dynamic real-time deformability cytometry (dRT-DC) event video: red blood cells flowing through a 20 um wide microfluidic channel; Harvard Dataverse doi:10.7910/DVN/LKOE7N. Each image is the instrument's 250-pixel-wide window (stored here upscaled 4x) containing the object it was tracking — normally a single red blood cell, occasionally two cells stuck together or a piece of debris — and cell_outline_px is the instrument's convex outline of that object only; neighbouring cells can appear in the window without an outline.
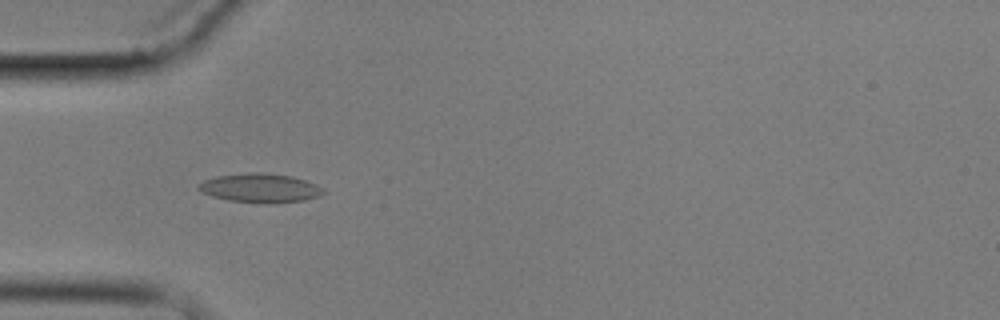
{"species": "common noctule bat (a hibernating species)", "species_latin": "Nyctalus noctula", "temperature_condition": "cold", "stored_images_in_passage": 8, "camera_frame_rate_fps": 3000, "um_per_image_px": 0.085, "animal": {"sex": "male", "body_mass_g": 17.9}, "frame": {"image": 1, "passage_image": 6, "time_ms": 5.667, "image_size_px": [1000, 320], "cell_outline_px": [[324, 192], [320, 196], [304, 200], [276, 204], [264, 204], [228, 200], [212, 196], [196, 188], [204, 180], [216, 176], [248, 172], [264, 172], [292, 176], [316, 184]], "centroid_in_image_um": [22.12, 15.99], "position_along_channel_um": 62.9, "area_um2": 21.21}}
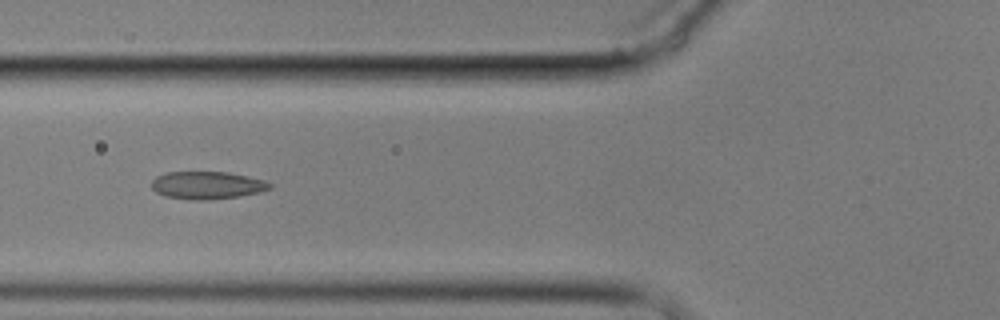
{"frame": {"image": 2, "passage_image": 7, "time_ms": 7.0, "image_size_px": [1000, 320], "cell_outline_px": [[272, 188], [260, 192], [240, 196], [208, 200], [188, 200], [164, 196], [156, 192], [152, 188], [152, 180], [156, 176], [168, 172], [228, 172], [264, 180], [272, 184]], "centroid_in_image_um": [17.6, 15.75], "position_along_channel_um": 108.2, "area_um2": 19.13}}
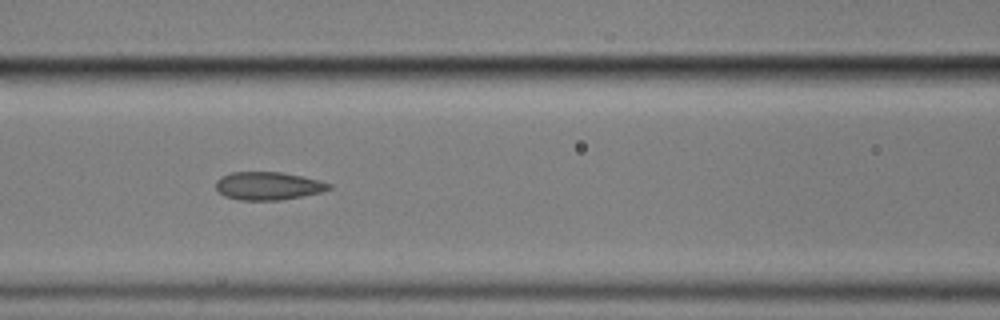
{"frame": {"image": 3, "passage_image": 8, "time_ms": 8.0, "image_size_px": [1000, 320], "cell_outline_px": [[332, 188], [320, 192], [280, 200], [240, 200], [224, 196], [216, 188], [216, 180], [220, 176], [232, 172], [280, 172], [320, 180], [332, 184]], "centroid_in_image_um": [22.77, 15.79], "position_along_channel_um": 143.8, "area_um2": 18.38}}